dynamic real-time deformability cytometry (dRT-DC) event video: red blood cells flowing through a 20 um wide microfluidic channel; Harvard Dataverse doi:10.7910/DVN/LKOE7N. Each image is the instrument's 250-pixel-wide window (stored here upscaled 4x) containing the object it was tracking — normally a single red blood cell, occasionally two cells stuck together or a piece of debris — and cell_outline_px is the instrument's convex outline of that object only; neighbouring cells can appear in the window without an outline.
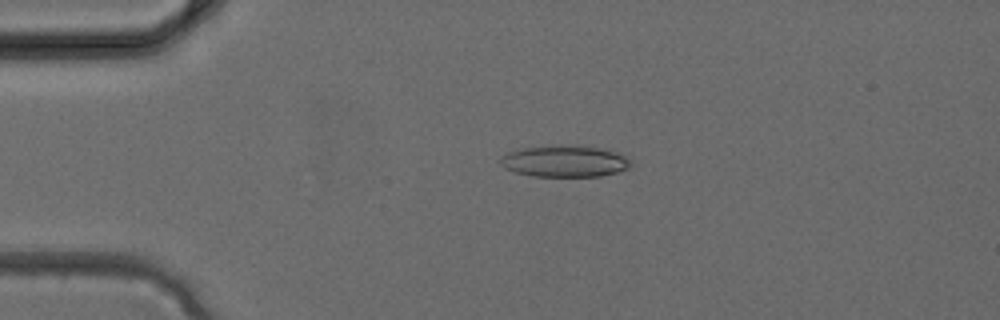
{"species": "common noctule bat (a hibernating species)", "species_latin": "Nyctalus noctula", "temperature_condition": "cold", "stored_images_in_passage": 4, "camera_frame_rate_fps": 3000, "um_per_image_px": 0.085, "animal": {"sex": "female", "body_mass_g": 24.6, "forearm_length_mm": 56.2}, "frame": {"image": 1, "passage_image": 4, "time_ms": 1.0, "image_size_px": [1000, 320], "cell_outline_px": [[632, 164], [628, 168], [616, 172], [600, 176], [532, 176], [516, 172], [504, 168], [500, 164], [500, 156], [508, 152], [520, 148], [548, 144], [576, 144], [600, 148], [620, 152]], "centroid_in_image_um": [47.96, 13.67], "position_along_channel_um": 37.0, "area_um2": 24.51}}